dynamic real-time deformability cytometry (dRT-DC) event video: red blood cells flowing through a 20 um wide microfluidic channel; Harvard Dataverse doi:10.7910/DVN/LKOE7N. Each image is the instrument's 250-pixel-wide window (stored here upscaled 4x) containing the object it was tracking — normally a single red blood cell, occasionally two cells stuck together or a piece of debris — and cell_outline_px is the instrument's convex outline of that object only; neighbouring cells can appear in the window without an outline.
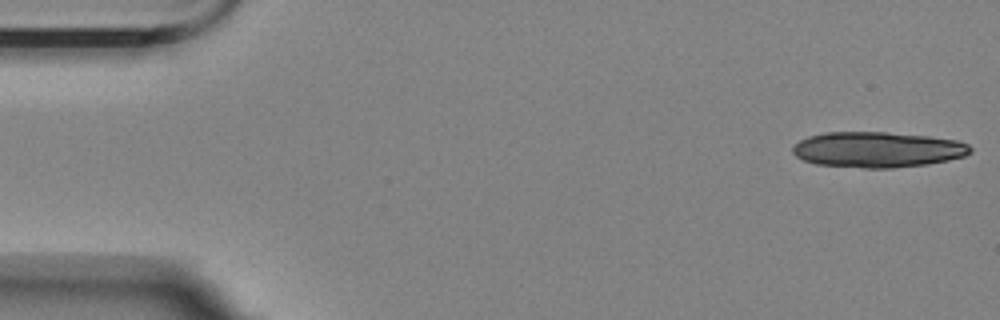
{"species": "Egyptian fruit bat (a non-hibernating species)", "species_latin": "Rousettus aegyptiacus", "temperature_condition": "room temperature", "stored_images_in_passage": 15, "camera_frame_rate_fps": 3000, "um_per_image_px": 0.085, "animal": {"sex": "female"}, "frame": {"image": 1, "passage_image": 1, "time_ms": 0.0, "image_size_px": [1000, 320], "cell_outline_px": [[972, 152], [964, 156], [948, 160], [928, 164], [892, 168], [864, 168], [816, 164], [804, 160], [796, 156], [792, 152], [792, 148], [800, 140], [808, 136], [824, 132], [884, 132], [928, 136], [956, 140], [968, 144], [972, 148]], "centroid_in_image_um": [74.59, 12.72], "position_along_channel_um": 10.4, "area_um2": 36.88}}